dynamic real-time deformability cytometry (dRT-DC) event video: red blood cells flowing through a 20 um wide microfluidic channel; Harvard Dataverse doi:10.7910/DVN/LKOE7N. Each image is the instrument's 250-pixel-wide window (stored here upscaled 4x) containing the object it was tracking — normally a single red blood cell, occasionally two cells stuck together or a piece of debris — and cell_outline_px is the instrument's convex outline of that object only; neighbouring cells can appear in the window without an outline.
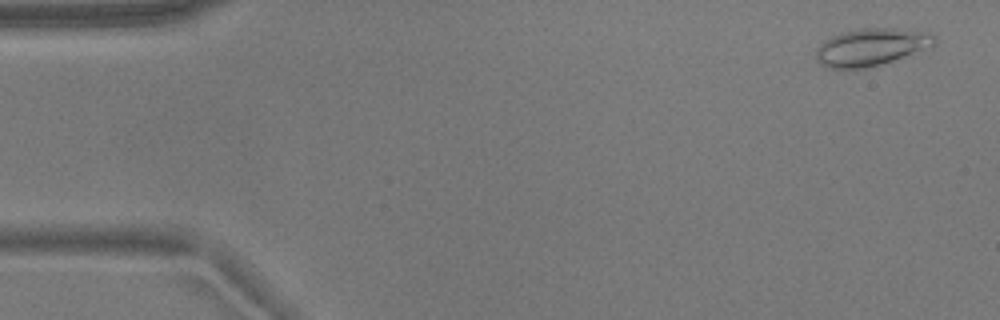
{"species": "common noctule bat (a hibernating species)", "species_latin": "Nyctalus noctula", "temperature_condition": "warm", "stored_images_in_passage": 54, "camera_frame_rate_fps": 3000, "um_per_image_px": 0.085, "animal": {"sex": "male", "body_mass_g": 17.9}, "frame": {"image": 1, "passage_image": 3, "time_ms": 0.667, "image_size_px": [1000, 320], "cell_outline_px": [[936, 44], [892, 60], [880, 64], [864, 68], [828, 68], [816, 56], [816, 48], [820, 44], [832, 36], [844, 32], [864, 28], [896, 28], [932, 32], [936, 36]], "centroid_in_image_um": [74.09, 3.97], "position_along_channel_um": 10.9, "area_um2": 25.26}}
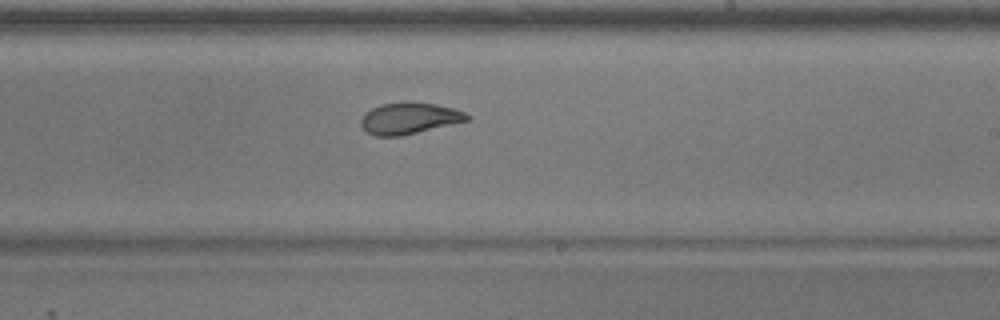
{"frame": {"image": 2, "passage_image": 32, "time_ms": 10.333, "image_size_px": [1000, 320], "cell_outline_px": [[472, 116], [468, 120], [400, 136], [376, 136], [364, 132], [360, 124], [360, 120], [364, 112], [380, 104], [436, 104], [452, 108], [464, 112]], "centroid_in_image_um": [34.72, 10.09], "position_along_channel_um": 254.3, "area_um2": 18.9}}
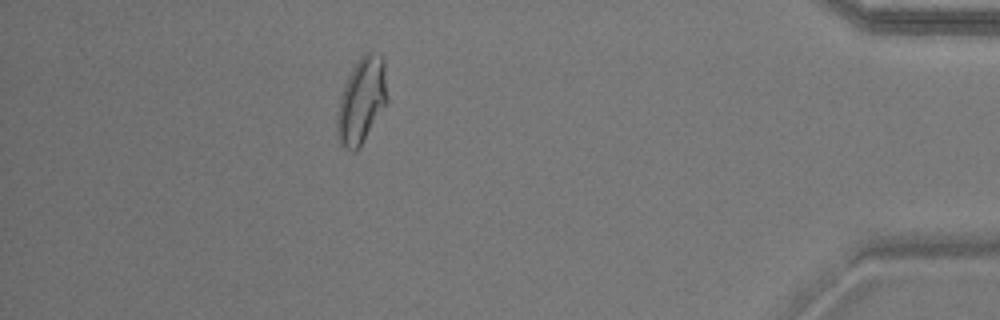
{"frame": {"image": 3, "passage_image": 48, "time_ms": 15.667, "image_size_px": [1000, 320], "cell_outline_px": [[388, 100], [360, 148], [356, 152], [352, 152], [344, 148], [340, 144], [336, 132], [336, 116], [340, 100], [348, 76], [352, 68], [360, 56], [368, 48], [376, 52], [384, 60]], "centroid_in_image_um": [30.74, 8.55], "position_along_channel_um": 404.5, "area_um2": 25.37}, "authors_computed_cell_mechanics": {"area_um2": 21.5594, "velocity_mm_per_s": 3.7351, "shape_relaxation_time_tau1_ms": 5.7572, "shape_relaxation_time_tau2_ms": 1.6736, "deformation_change_tau1": 0.1605, "deformation_change_tau2": 0.071}}